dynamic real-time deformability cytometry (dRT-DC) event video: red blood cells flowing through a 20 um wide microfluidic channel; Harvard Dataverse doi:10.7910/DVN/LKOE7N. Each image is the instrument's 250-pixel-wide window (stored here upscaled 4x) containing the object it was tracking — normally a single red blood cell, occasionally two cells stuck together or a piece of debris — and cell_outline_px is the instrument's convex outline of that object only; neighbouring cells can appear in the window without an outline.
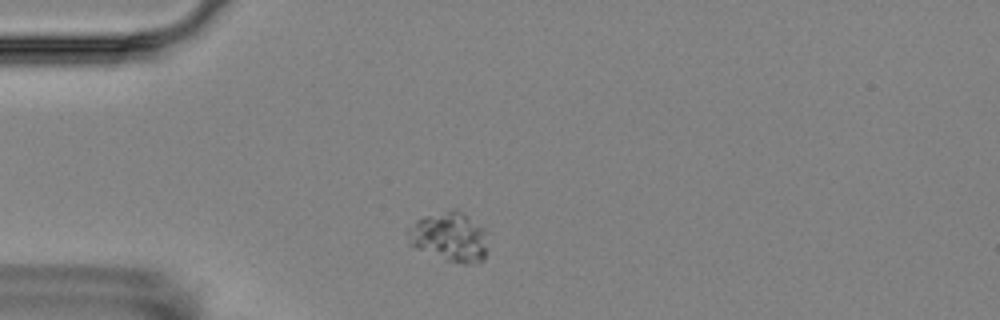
{"species": "Egyptian fruit bat (a non-hibernating species)", "species_latin": "Rousettus aegyptiacus", "temperature_condition": "room temperature", "stored_images_in_passage": 3, "camera_frame_rate_fps": 3000, "um_per_image_px": 0.085, "animal": {"sex": "female"}, "frame": {"image": 1, "passage_image": 1, "time_ms": 0.0, "image_size_px": [1000, 320], "cell_outline_px": [[488, 232], [484, 260], [472, 264], [468, 264], [448, 260], [416, 248], [408, 244], [408, 228], [416, 220], [424, 216], [452, 208], [456, 208], [468, 216], [484, 228]], "centroid_in_image_um": [38.22, 20.1], "position_along_channel_um": 46.8, "area_um2": 23.12}}